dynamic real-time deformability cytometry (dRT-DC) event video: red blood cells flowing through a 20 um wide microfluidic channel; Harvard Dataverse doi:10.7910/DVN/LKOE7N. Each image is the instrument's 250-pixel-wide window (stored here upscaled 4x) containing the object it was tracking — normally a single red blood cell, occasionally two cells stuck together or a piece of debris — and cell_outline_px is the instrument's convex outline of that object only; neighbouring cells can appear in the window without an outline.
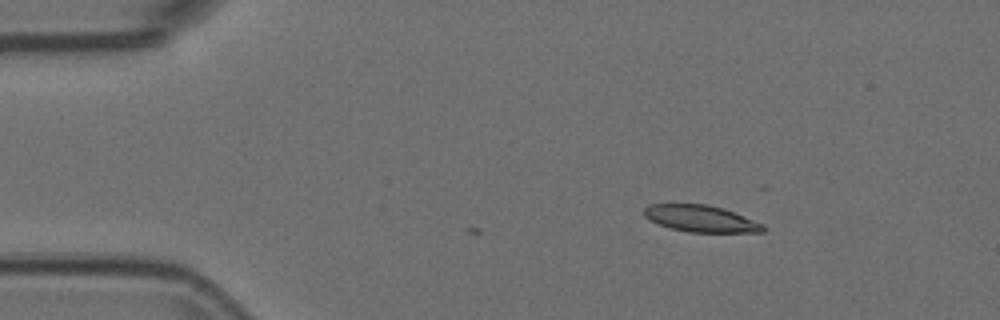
{"species": "Egyptian fruit bat (a non-hibernating species)", "species_latin": "Rousettus aegyptiacus", "temperature_condition": "room temperature", "stored_images_in_passage": 4, "camera_frame_rate_fps": 3000, "um_per_image_px": 0.085, "animal": {"sex": "female"}, "frame": {"image": 1, "passage_image": 1, "time_ms": 0.0, "image_size_px": [1000, 320], "cell_outline_px": [[768, 228], [764, 232], [688, 232], [668, 228], [656, 224], [648, 220], [644, 216], [644, 208], [648, 204], [708, 204], [724, 208], [764, 224]], "centroid_in_image_um": [59.56, 18.58], "position_along_channel_um": 25.4, "area_um2": 18.84}}